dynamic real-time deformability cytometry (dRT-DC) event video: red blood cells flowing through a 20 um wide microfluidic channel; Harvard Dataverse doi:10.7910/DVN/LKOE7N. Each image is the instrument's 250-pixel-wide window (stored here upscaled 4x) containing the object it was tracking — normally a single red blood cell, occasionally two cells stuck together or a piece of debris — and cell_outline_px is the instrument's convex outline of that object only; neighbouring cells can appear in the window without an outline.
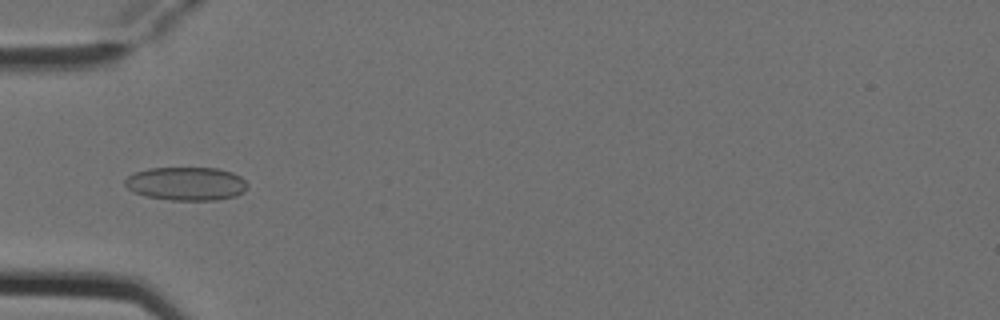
{"species": "Egyptian fruit bat (a non-hibernating species)", "species_latin": "Rousettus aegyptiacus", "temperature_condition": "cold", "stored_images_in_passage": 7, "camera_frame_rate_fps": 3000, "um_per_image_px": 0.085, "animal": {"sex": "female"}, "frame": {"image": 1, "passage_image": 4, "time_ms": 1.0, "image_size_px": [1000, 320], "cell_outline_px": [[248, 188], [244, 192], [236, 196], [216, 200], [172, 200], [148, 196], [132, 192], [124, 184], [124, 180], [128, 176], [136, 172], [148, 168], [216, 168], [232, 172], [240, 176], [248, 184]], "centroid_in_image_um": [15.85, 15.61], "position_along_channel_um": 69.1, "area_um2": 23.93}}
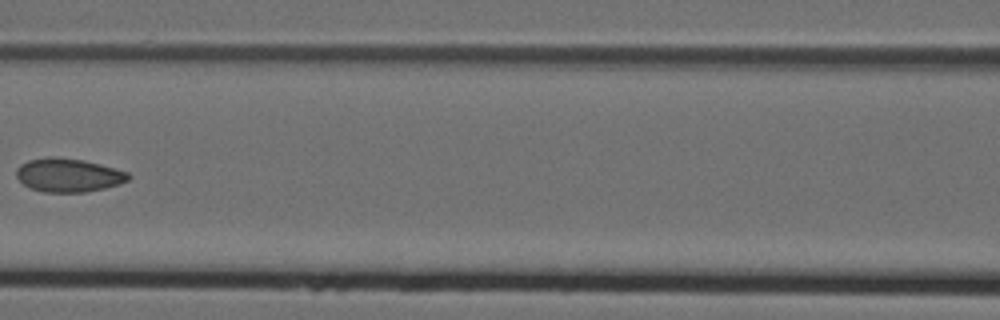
{"frame": {"image": 2, "passage_image": 6, "time_ms": 1.667, "image_size_px": [1000, 320], "cell_outline_px": [[132, 176], [128, 180], [120, 184], [104, 188], [84, 192], [44, 192], [28, 188], [16, 176], [16, 168], [20, 164], [28, 160], [48, 156], [56, 156], [84, 160], [100, 164], [128, 172]], "centroid_in_image_um": [5.8, 14.88], "position_along_channel_um": 160.8, "area_um2": 22.14}}
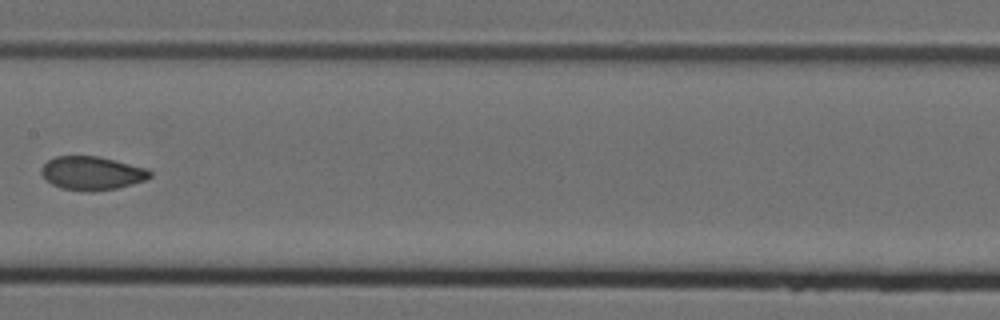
{"frame": {"image": 3, "passage_image": 7, "time_ms": 2.0, "image_size_px": [1000, 320], "cell_outline_px": [[152, 176], [144, 180], [132, 184], [116, 188], [92, 192], [88, 192], [60, 188], [52, 184], [40, 172], [40, 168], [48, 160], [56, 156], [100, 156], [148, 168], [152, 172]], "centroid_in_image_um": [7.83, 14.71], "position_along_channel_um": 199.6, "area_um2": 21.39}}